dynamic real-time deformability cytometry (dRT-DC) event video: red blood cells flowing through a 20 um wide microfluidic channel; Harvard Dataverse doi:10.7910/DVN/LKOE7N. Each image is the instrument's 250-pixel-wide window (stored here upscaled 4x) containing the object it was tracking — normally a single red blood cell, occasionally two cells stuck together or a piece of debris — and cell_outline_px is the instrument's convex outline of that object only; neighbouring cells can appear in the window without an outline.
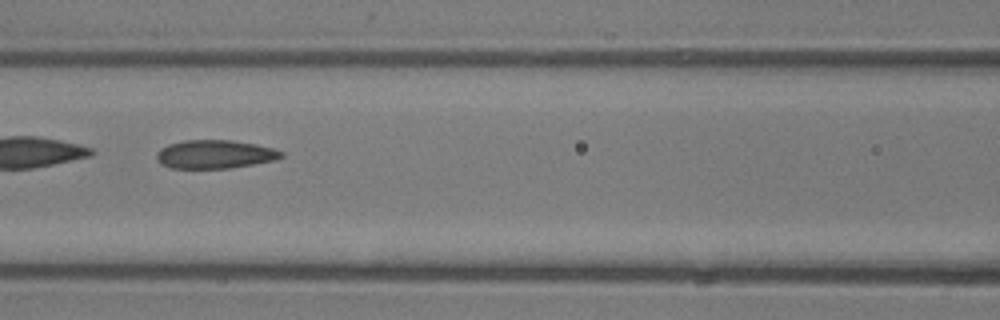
{"species": "common noctule bat (a hibernating species)", "species_latin": "Nyctalus noctula", "temperature_condition": "room temperature", "stored_images_in_passage": 20, "camera_frame_rate_fps": 3000, "um_per_image_px": 0.085, "animal": {"sex": "male", "body_mass_g": 13.3}, "frame": {"image": 1, "passage_image": 6, "time_ms": 1.667, "image_size_px": [1000, 320], "cell_outline_px": [[284, 156], [276, 160], [228, 168], [168, 168], [160, 164], [156, 160], [156, 152], [160, 148], [168, 144], [184, 140], [232, 140], [256, 144], [272, 148], [284, 152]], "centroid_in_image_um": [18.23, 13.11], "position_along_channel_um": 148.4, "area_um2": 20.87}}
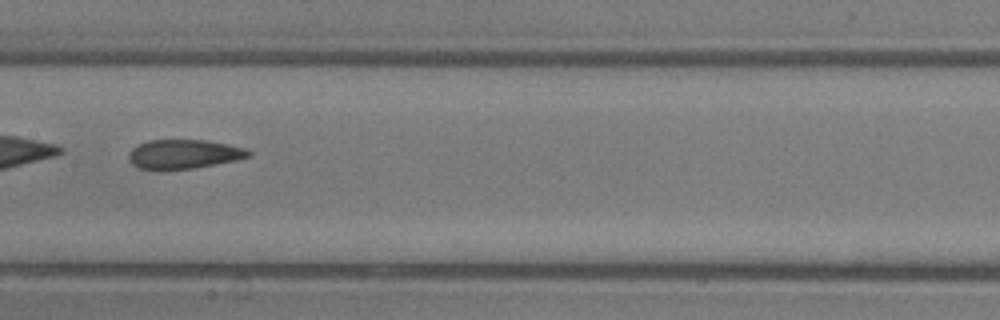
{"frame": {"image": 2, "passage_image": 9, "time_ms": 2.667, "image_size_px": [1000, 320], "cell_outline_px": [[252, 156], [236, 160], [192, 168], [136, 168], [128, 160], [128, 152], [132, 148], [148, 140], [204, 140], [228, 144], [248, 148], [252, 152]], "centroid_in_image_um": [15.65, 13.08], "position_along_channel_um": 191.7, "area_um2": 20.17}}